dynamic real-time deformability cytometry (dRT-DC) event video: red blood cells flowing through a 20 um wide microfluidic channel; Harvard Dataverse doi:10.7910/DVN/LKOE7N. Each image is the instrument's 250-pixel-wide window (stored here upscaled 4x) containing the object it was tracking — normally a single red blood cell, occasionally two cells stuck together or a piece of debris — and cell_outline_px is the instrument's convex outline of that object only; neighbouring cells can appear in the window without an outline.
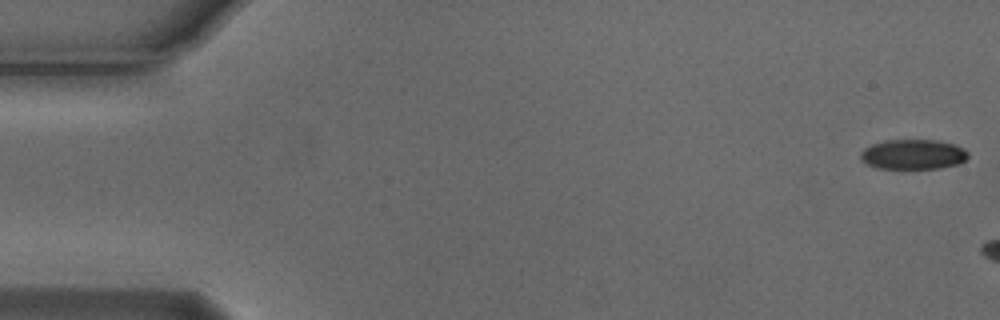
{"species": "Egyptian fruit bat (a non-hibernating species)", "species_latin": "Rousettus aegyptiacus", "temperature_condition": "cold", "stored_images_in_passage": 3, "camera_frame_rate_fps": 3000, "um_per_image_px": 0.085, "animal": {"sex": "male"}, "frame": {"image": 1, "passage_image": 1, "time_ms": 0.0, "image_size_px": [1000, 320], "cell_outline_px": [[968, 156], [960, 164], [940, 168], [876, 168], [864, 164], [860, 160], [860, 152], [864, 148], [872, 144], [884, 140], [940, 140], [964, 148], [968, 152]], "centroid_in_image_um": [77.58, 13.12], "position_along_channel_um": 7.4, "area_um2": 18.96}}